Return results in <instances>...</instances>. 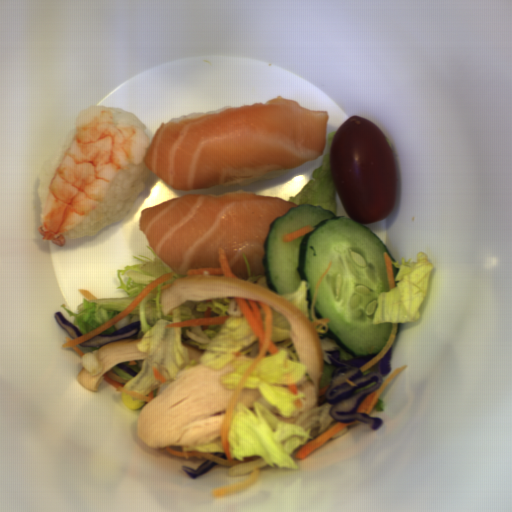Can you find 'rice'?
Here are the masks:
<instances>
[{
  "instance_id": "652b925c",
  "label": "rice",
  "mask_w": 512,
  "mask_h": 512,
  "mask_svg": "<svg viewBox=\"0 0 512 512\" xmlns=\"http://www.w3.org/2000/svg\"><path fill=\"white\" fill-rule=\"evenodd\" d=\"M150 169L145 162L132 165L115 178L106 195L63 236L76 239L81 236H96L109 224L126 220L127 215L142 191Z\"/></svg>"
},
{
  "instance_id": "023b6e5f",
  "label": "rice",
  "mask_w": 512,
  "mask_h": 512,
  "mask_svg": "<svg viewBox=\"0 0 512 512\" xmlns=\"http://www.w3.org/2000/svg\"><path fill=\"white\" fill-rule=\"evenodd\" d=\"M77 134V128L66 133L56 155L54 158L49 159L45 162L42 168L39 186L37 190L41 215L46 207L51 181L67 151L71 147L75 136Z\"/></svg>"
},
{
  "instance_id": "8eca5e8b",
  "label": "rice",
  "mask_w": 512,
  "mask_h": 512,
  "mask_svg": "<svg viewBox=\"0 0 512 512\" xmlns=\"http://www.w3.org/2000/svg\"><path fill=\"white\" fill-rule=\"evenodd\" d=\"M294 168H290V169H286V170H282V171H278V172H273V173H269V174H265V175H260V176H256V177H251V178H247V179H243V180H238V181H234V182H229V183L219 184V185H215V186L190 190V191H180V190H176V189H174V190H176L177 192L182 193L184 195H214L215 196V195H224V194H229V193H244V194L258 195V192L248 191L244 187H246L250 184L256 183V182L278 178L280 176L288 174Z\"/></svg>"
},
{
  "instance_id": "acb35da6",
  "label": "rice",
  "mask_w": 512,
  "mask_h": 512,
  "mask_svg": "<svg viewBox=\"0 0 512 512\" xmlns=\"http://www.w3.org/2000/svg\"><path fill=\"white\" fill-rule=\"evenodd\" d=\"M112 112V120L117 125H135L147 132L153 140L155 134L132 112L123 108H107Z\"/></svg>"
},
{
  "instance_id": "b023fe2a",
  "label": "rice",
  "mask_w": 512,
  "mask_h": 512,
  "mask_svg": "<svg viewBox=\"0 0 512 512\" xmlns=\"http://www.w3.org/2000/svg\"><path fill=\"white\" fill-rule=\"evenodd\" d=\"M235 107H241V106H225V107H222L220 108L219 110H208L207 112H195V113H190V114H185V115H182V116H179V117H176L172 120H169L167 121V124L170 123V122H179V121H183V120H187V119H191V118H195V117H199V116H202V115H206V114H210V113H213V112H217V111H221V110H226V109H230V108H235Z\"/></svg>"
}]
</instances>
